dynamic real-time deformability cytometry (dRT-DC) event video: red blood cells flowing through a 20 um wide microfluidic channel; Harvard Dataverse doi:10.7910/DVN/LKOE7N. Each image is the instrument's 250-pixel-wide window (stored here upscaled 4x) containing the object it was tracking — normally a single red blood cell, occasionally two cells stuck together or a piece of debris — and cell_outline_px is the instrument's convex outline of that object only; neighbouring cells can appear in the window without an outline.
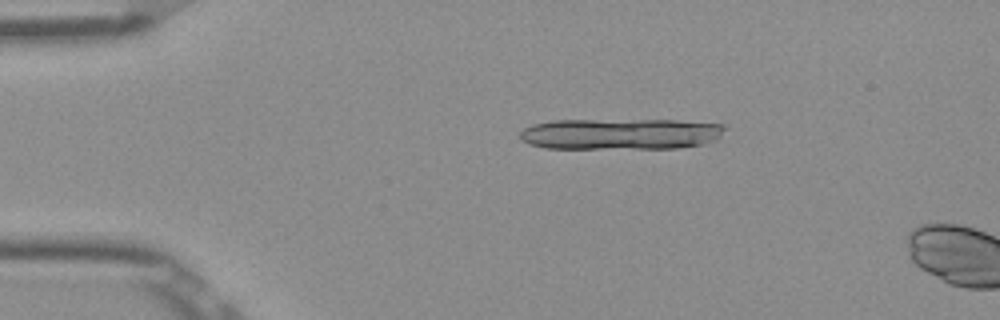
{"species": "Egyptian fruit bat (a non-hibernating species)", "species_latin": "Rousettus aegyptiacus", "temperature_condition": "room temperature", "stored_images_in_passage": 12, "camera_frame_rate_fps": 3000, "um_per_image_px": 0.085, "frame": {"image": 1, "passage_image": 9, "time_ms": 2.667, "image_size_px": [1000, 320], "cell_outline_px": [[724, 128], [720, 136], [716, 140], [704, 144], [680, 148], [544, 148], [528, 144], [520, 140], [520, 132], [524, 128], [532, 124], [552, 120], [676, 120], [724, 124]], "centroid_in_image_um": [52.72, 11.38], "position_along_channel_um": 32.3, "area_um2": 37.45}}